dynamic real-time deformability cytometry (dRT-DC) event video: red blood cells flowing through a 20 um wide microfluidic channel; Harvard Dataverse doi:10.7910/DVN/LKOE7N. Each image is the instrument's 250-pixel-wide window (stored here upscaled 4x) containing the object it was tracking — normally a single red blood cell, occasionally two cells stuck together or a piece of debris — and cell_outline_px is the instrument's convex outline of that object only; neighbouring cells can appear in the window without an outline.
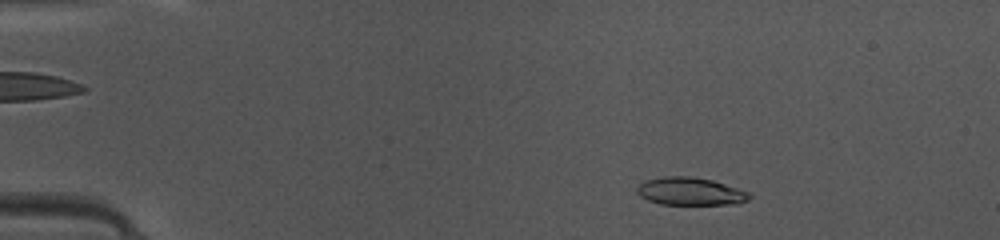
{"species": "common noctule bat (a hibernating species)", "species_latin": "Nyctalus noctula", "temperature_condition": "warm", "stored_images_in_passage": 43, "camera_frame_rate_fps": 3000, "um_per_image_px": 0.085, "animal": {"sex": "female", "body_mass_g": 10.0, "forearm_length_mm": 53.1}, "frame": {"image": 1, "passage_image": 7, "time_ms": 2.0, "image_size_px": [1000, 240], "cell_outline_px": [[752, 196], [748, 200], [740, 204], [660, 204], [648, 200], [640, 196], [636, 192], [636, 184], [644, 180], [664, 176], [692, 176], [712, 180], [748, 192]], "centroid_in_image_um": [58.62, 16.26], "position_along_channel_um": 26.4, "area_um2": 18.32}}
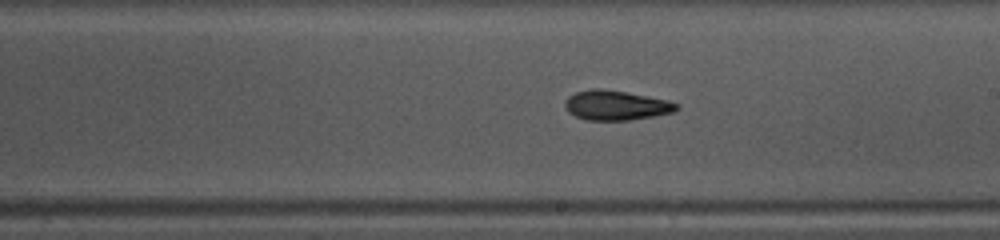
{"frame": {"image": 2, "passage_image": 27, "time_ms": 8.667, "image_size_px": [1000, 240], "cell_outline_px": [[680, 108], [676, 112], [628, 120], [588, 120], [576, 116], [568, 112], [564, 104], [564, 100], [568, 96], [576, 92], [592, 88], [600, 88], [648, 96], [668, 100], [680, 104]], "centroid_in_image_um": [52.38, 8.95], "position_along_channel_um": 236.6, "area_um2": 19.36}}
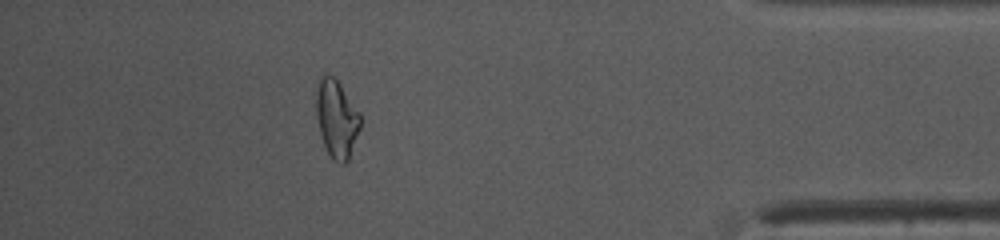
{"frame": {"image": 3, "passage_image": 42, "time_ms": 13.667, "image_size_px": [1000, 240], "cell_outline_px": [[360, 128], [348, 160], [344, 164], [340, 164], [332, 160], [324, 144], [320, 132], [316, 116], [316, 88], [320, 76], [332, 76], [340, 84], [360, 112]], "centroid_in_image_um": [28.61, 10.1], "position_along_channel_um": 406.6, "area_um2": 19.88}}